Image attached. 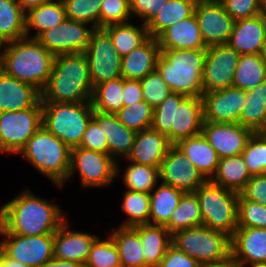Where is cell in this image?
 Wrapping results in <instances>:
<instances>
[{
    "label": "cell",
    "mask_w": 266,
    "mask_h": 267,
    "mask_svg": "<svg viewBox=\"0 0 266 267\" xmlns=\"http://www.w3.org/2000/svg\"><path fill=\"white\" fill-rule=\"evenodd\" d=\"M115 114L126 128L135 132L149 129L152 126L153 108L144 100L130 106H123Z\"/></svg>",
    "instance_id": "cell-43"
},
{
    "label": "cell",
    "mask_w": 266,
    "mask_h": 267,
    "mask_svg": "<svg viewBox=\"0 0 266 267\" xmlns=\"http://www.w3.org/2000/svg\"><path fill=\"white\" fill-rule=\"evenodd\" d=\"M128 0H103L100 9V28L111 24L132 22Z\"/></svg>",
    "instance_id": "cell-49"
},
{
    "label": "cell",
    "mask_w": 266,
    "mask_h": 267,
    "mask_svg": "<svg viewBox=\"0 0 266 267\" xmlns=\"http://www.w3.org/2000/svg\"><path fill=\"white\" fill-rule=\"evenodd\" d=\"M19 154L57 187L68 181L71 148L43 126L27 141Z\"/></svg>",
    "instance_id": "cell-6"
},
{
    "label": "cell",
    "mask_w": 266,
    "mask_h": 267,
    "mask_svg": "<svg viewBox=\"0 0 266 267\" xmlns=\"http://www.w3.org/2000/svg\"><path fill=\"white\" fill-rule=\"evenodd\" d=\"M202 225L203 220L199 200L194 192H187L182 195L178 206L173 211L165 227L173 235L177 231Z\"/></svg>",
    "instance_id": "cell-38"
},
{
    "label": "cell",
    "mask_w": 266,
    "mask_h": 267,
    "mask_svg": "<svg viewBox=\"0 0 266 267\" xmlns=\"http://www.w3.org/2000/svg\"><path fill=\"white\" fill-rule=\"evenodd\" d=\"M93 88L105 81L122 77L121 56L114 48L110 34L104 28L92 31L85 50Z\"/></svg>",
    "instance_id": "cell-12"
},
{
    "label": "cell",
    "mask_w": 266,
    "mask_h": 267,
    "mask_svg": "<svg viewBox=\"0 0 266 267\" xmlns=\"http://www.w3.org/2000/svg\"><path fill=\"white\" fill-rule=\"evenodd\" d=\"M240 54L228 43L207 47L204 63V92L233 87L234 73Z\"/></svg>",
    "instance_id": "cell-16"
},
{
    "label": "cell",
    "mask_w": 266,
    "mask_h": 267,
    "mask_svg": "<svg viewBox=\"0 0 266 267\" xmlns=\"http://www.w3.org/2000/svg\"><path fill=\"white\" fill-rule=\"evenodd\" d=\"M261 16L263 18L264 24H265V30H266V5L263 6Z\"/></svg>",
    "instance_id": "cell-62"
},
{
    "label": "cell",
    "mask_w": 266,
    "mask_h": 267,
    "mask_svg": "<svg viewBox=\"0 0 266 267\" xmlns=\"http://www.w3.org/2000/svg\"><path fill=\"white\" fill-rule=\"evenodd\" d=\"M157 40L160 49H207L194 13L166 28Z\"/></svg>",
    "instance_id": "cell-26"
},
{
    "label": "cell",
    "mask_w": 266,
    "mask_h": 267,
    "mask_svg": "<svg viewBox=\"0 0 266 267\" xmlns=\"http://www.w3.org/2000/svg\"><path fill=\"white\" fill-rule=\"evenodd\" d=\"M266 140V126L259 132Z\"/></svg>",
    "instance_id": "cell-63"
},
{
    "label": "cell",
    "mask_w": 266,
    "mask_h": 267,
    "mask_svg": "<svg viewBox=\"0 0 266 267\" xmlns=\"http://www.w3.org/2000/svg\"><path fill=\"white\" fill-rule=\"evenodd\" d=\"M237 228H266V206L238 198Z\"/></svg>",
    "instance_id": "cell-47"
},
{
    "label": "cell",
    "mask_w": 266,
    "mask_h": 267,
    "mask_svg": "<svg viewBox=\"0 0 266 267\" xmlns=\"http://www.w3.org/2000/svg\"><path fill=\"white\" fill-rule=\"evenodd\" d=\"M116 244L122 267H145L139 234L132 227H119L109 232Z\"/></svg>",
    "instance_id": "cell-33"
},
{
    "label": "cell",
    "mask_w": 266,
    "mask_h": 267,
    "mask_svg": "<svg viewBox=\"0 0 266 267\" xmlns=\"http://www.w3.org/2000/svg\"><path fill=\"white\" fill-rule=\"evenodd\" d=\"M200 265L197 260L171 244L157 267H200Z\"/></svg>",
    "instance_id": "cell-54"
},
{
    "label": "cell",
    "mask_w": 266,
    "mask_h": 267,
    "mask_svg": "<svg viewBox=\"0 0 266 267\" xmlns=\"http://www.w3.org/2000/svg\"><path fill=\"white\" fill-rule=\"evenodd\" d=\"M41 92L34 86L6 75L0 69V113L34 107Z\"/></svg>",
    "instance_id": "cell-25"
},
{
    "label": "cell",
    "mask_w": 266,
    "mask_h": 267,
    "mask_svg": "<svg viewBox=\"0 0 266 267\" xmlns=\"http://www.w3.org/2000/svg\"><path fill=\"white\" fill-rule=\"evenodd\" d=\"M62 214L58 204H52L26 189L0 208V234H54L67 219Z\"/></svg>",
    "instance_id": "cell-1"
},
{
    "label": "cell",
    "mask_w": 266,
    "mask_h": 267,
    "mask_svg": "<svg viewBox=\"0 0 266 267\" xmlns=\"http://www.w3.org/2000/svg\"><path fill=\"white\" fill-rule=\"evenodd\" d=\"M227 13L235 20L253 18L261 14L259 0H219Z\"/></svg>",
    "instance_id": "cell-50"
},
{
    "label": "cell",
    "mask_w": 266,
    "mask_h": 267,
    "mask_svg": "<svg viewBox=\"0 0 266 267\" xmlns=\"http://www.w3.org/2000/svg\"><path fill=\"white\" fill-rule=\"evenodd\" d=\"M161 53L157 38L149 37L138 48L121 57V72L125 79L141 80L156 70Z\"/></svg>",
    "instance_id": "cell-27"
},
{
    "label": "cell",
    "mask_w": 266,
    "mask_h": 267,
    "mask_svg": "<svg viewBox=\"0 0 266 267\" xmlns=\"http://www.w3.org/2000/svg\"><path fill=\"white\" fill-rule=\"evenodd\" d=\"M0 267H26L23 264L15 261V260H9L6 259L1 253H0Z\"/></svg>",
    "instance_id": "cell-58"
},
{
    "label": "cell",
    "mask_w": 266,
    "mask_h": 267,
    "mask_svg": "<svg viewBox=\"0 0 266 267\" xmlns=\"http://www.w3.org/2000/svg\"><path fill=\"white\" fill-rule=\"evenodd\" d=\"M266 76V63L262 54L240 55L234 73L233 87L249 91L260 85Z\"/></svg>",
    "instance_id": "cell-37"
},
{
    "label": "cell",
    "mask_w": 266,
    "mask_h": 267,
    "mask_svg": "<svg viewBox=\"0 0 266 267\" xmlns=\"http://www.w3.org/2000/svg\"><path fill=\"white\" fill-rule=\"evenodd\" d=\"M172 244L201 265L231 260V237L204 225L175 232Z\"/></svg>",
    "instance_id": "cell-8"
},
{
    "label": "cell",
    "mask_w": 266,
    "mask_h": 267,
    "mask_svg": "<svg viewBox=\"0 0 266 267\" xmlns=\"http://www.w3.org/2000/svg\"><path fill=\"white\" fill-rule=\"evenodd\" d=\"M69 225L66 219L54 233V258L85 265L91 245L98 236L71 230Z\"/></svg>",
    "instance_id": "cell-20"
},
{
    "label": "cell",
    "mask_w": 266,
    "mask_h": 267,
    "mask_svg": "<svg viewBox=\"0 0 266 267\" xmlns=\"http://www.w3.org/2000/svg\"><path fill=\"white\" fill-rule=\"evenodd\" d=\"M68 19L100 28V9L103 0H62Z\"/></svg>",
    "instance_id": "cell-45"
},
{
    "label": "cell",
    "mask_w": 266,
    "mask_h": 267,
    "mask_svg": "<svg viewBox=\"0 0 266 267\" xmlns=\"http://www.w3.org/2000/svg\"><path fill=\"white\" fill-rule=\"evenodd\" d=\"M159 173L162 183L173 186L185 193L195 192L207 181L176 145L169 148L162 161Z\"/></svg>",
    "instance_id": "cell-17"
},
{
    "label": "cell",
    "mask_w": 266,
    "mask_h": 267,
    "mask_svg": "<svg viewBox=\"0 0 266 267\" xmlns=\"http://www.w3.org/2000/svg\"><path fill=\"white\" fill-rule=\"evenodd\" d=\"M240 194L246 200L266 206V174L252 175Z\"/></svg>",
    "instance_id": "cell-53"
},
{
    "label": "cell",
    "mask_w": 266,
    "mask_h": 267,
    "mask_svg": "<svg viewBox=\"0 0 266 267\" xmlns=\"http://www.w3.org/2000/svg\"><path fill=\"white\" fill-rule=\"evenodd\" d=\"M168 0H128L132 17L138 16L147 25ZM136 15V16H135Z\"/></svg>",
    "instance_id": "cell-52"
},
{
    "label": "cell",
    "mask_w": 266,
    "mask_h": 267,
    "mask_svg": "<svg viewBox=\"0 0 266 267\" xmlns=\"http://www.w3.org/2000/svg\"><path fill=\"white\" fill-rule=\"evenodd\" d=\"M88 25L66 18L61 24L44 31L37 40L54 56L85 52L95 29Z\"/></svg>",
    "instance_id": "cell-14"
},
{
    "label": "cell",
    "mask_w": 266,
    "mask_h": 267,
    "mask_svg": "<svg viewBox=\"0 0 266 267\" xmlns=\"http://www.w3.org/2000/svg\"><path fill=\"white\" fill-rule=\"evenodd\" d=\"M132 228L140 236L145 267H157L172 244V234L159 225L139 224Z\"/></svg>",
    "instance_id": "cell-29"
},
{
    "label": "cell",
    "mask_w": 266,
    "mask_h": 267,
    "mask_svg": "<svg viewBox=\"0 0 266 267\" xmlns=\"http://www.w3.org/2000/svg\"><path fill=\"white\" fill-rule=\"evenodd\" d=\"M78 147L108 154L105 133L93 119L88 123L82 141Z\"/></svg>",
    "instance_id": "cell-51"
},
{
    "label": "cell",
    "mask_w": 266,
    "mask_h": 267,
    "mask_svg": "<svg viewBox=\"0 0 266 267\" xmlns=\"http://www.w3.org/2000/svg\"><path fill=\"white\" fill-rule=\"evenodd\" d=\"M251 175L266 174V140L260 133H253L240 154Z\"/></svg>",
    "instance_id": "cell-46"
},
{
    "label": "cell",
    "mask_w": 266,
    "mask_h": 267,
    "mask_svg": "<svg viewBox=\"0 0 266 267\" xmlns=\"http://www.w3.org/2000/svg\"><path fill=\"white\" fill-rule=\"evenodd\" d=\"M119 164L109 154L87 150L81 147L71 148L70 180L74 172L79 173L81 185L86 187H108L120 171Z\"/></svg>",
    "instance_id": "cell-11"
},
{
    "label": "cell",
    "mask_w": 266,
    "mask_h": 267,
    "mask_svg": "<svg viewBox=\"0 0 266 267\" xmlns=\"http://www.w3.org/2000/svg\"><path fill=\"white\" fill-rule=\"evenodd\" d=\"M92 119L105 133L108 154L118 162V158L126 159L131 152L137 132L126 128L116 114L102 113L93 110Z\"/></svg>",
    "instance_id": "cell-23"
},
{
    "label": "cell",
    "mask_w": 266,
    "mask_h": 267,
    "mask_svg": "<svg viewBox=\"0 0 266 267\" xmlns=\"http://www.w3.org/2000/svg\"><path fill=\"white\" fill-rule=\"evenodd\" d=\"M200 267H236L234 263L230 260L227 262H223L220 264H207V265H200Z\"/></svg>",
    "instance_id": "cell-59"
},
{
    "label": "cell",
    "mask_w": 266,
    "mask_h": 267,
    "mask_svg": "<svg viewBox=\"0 0 266 267\" xmlns=\"http://www.w3.org/2000/svg\"><path fill=\"white\" fill-rule=\"evenodd\" d=\"M85 267H122L119 251L112 237L95 239L91 245Z\"/></svg>",
    "instance_id": "cell-44"
},
{
    "label": "cell",
    "mask_w": 266,
    "mask_h": 267,
    "mask_svg": "<svg viewBox=\"0 0 266 267\" xmlns=\"http://www.w3.org/2000/svg\"><path fill=\"white\" fill-rule=\"evenodd\" d=\"M265 44L266 30L261 14L235 21L228 45L237 53L262 54Z\"/></svg>",
    "instance_id": "cell-24"
},
{
    "label": "cell",
    "mask_w": 266,
    "mask_h": 267,
    "mask_svg": "<svg viewBox=\"0 0 266 267\" xmlns=\"http://www.w3.org/2000/svg\"><path fill=\"white\" fill-rule=\"evenodd\" d=\"M236 267H266V262H255V263H246V264H234Z\"/></svg>",
    "instance_id": "cell-60"
},
{
    "label": "cell",
    "mask_w": 266,
    "mask_h": 267,
    "mask_svg": "<svg viewBox=\"0 0 266 267\" xmlns=\"http://www.w3.org/2000/svg\"><path fill=\"white\" fill-rule=\"evenodd\" d=\"M172 145L167 135L152 128L137 132L131 152L126 158L127 162L160 168Z\"/></svg>",
    "instance_id": "cell-21"
},
{
    "label": "cell",
    "mask_w": 266,
    "mask_h": 267,
    "mask_svg": "<svg viewBox=\"0 0 266 267\" xmlns=\"http://www.w3.org/2000/svg\"><path fill=\"white\" fill-rule=\"evenodd\" d=\"M160 168L130 162L123 174V182L127 190L150 194L160 180Z\"/></svg>",
    "instance_id": "cell-40"
},
{
    "label": "cell",
    "mask_w": 266,
    "mask_h": 267,
    "mask_svg": "<svg viewBox=\"0 0 266 267\" xmlns=\"http://www.w3.org/2000/svg\"><path fill=\"white\" fill-rule=\"evenodd\" d=\"M259 1H260V3H261L263 6L266 5V0H259Z\"/></svg>",
    "instance_id": "cell-65"
},
{
    "label": "cell",
    "mask_w": 266,
    "mask_h": 267,
    "mask_svg": "<svg viewBox=\"0 0 266 267\" xmlns=\"http://www.w3.org/2000/svg\"><path fill=\"white\" fill-rule=\"evenodd\" d=\"M175 145L207 180L212 178L216 172L219 157L202 132L189 138L181 139Z\"/></svg>",
    "instance_id": "cell-28"
},
{
    "label": "cell",
    "mask_w": 266,
    "mask_h": 267,
    "mask_svg": "<svg viewBox=\"0 0 266 267\" xmlns=\"http://www.w3.org/2000/svg\"><path fill=\"white\" fill-rule=\"evenodd\" d=\"M262 55H263L264 62L266 63V44L264 46V50H263Z\"/></svg>",
    "instance_id": "cell-64"
},
{
    "label": "cell",
    "mask_w": 266,
    "mask_h": 267,
    "mask_svg": "<svg viewBox=\"0 0 266 267\" xmlns=\"http://www.w3.org/2000/svg\"><path fill=\"white\" fill-rule=\"evenodd\" d=\"M62 0H49L26 13V37L37 39L44 31L61 24L66 19ZM37 32L30 36V30Z\"/></svg>",
    "instance_id": "cell-30"
},
{
    "label": "cell",
    "mask_w": 266,
    "mask_h": 267,
    "mask_svg": "<svg viewBox=\"0 0 266 267\" xmlns=\"http://www.w3.org/2000/svg\"><path fill=\"white\" fill-rule=\"evenodd\" d=\"M203 225L232 237L237 229L239 193L207 180L195 192Z\"/></svg>",
    "instance_id": "cell-9"
},
{
    "label": "cell",
    "mask_w": 266,
    "mask_h": 267,
    "mask_svg": "<svg viewBox=\"0 0 266 267\" xmlns=\"http://www.w3.org/2000/svg\"><path fill=\"white\" fill-rule=\"evenodd\" d=\"M121 209L128 218L119 227L149 224L150 194L126 190L123 194Z\"/></svg>",
    "instance_id": "cell-42"
},
{
    "label": "cell",
    "mask_w": 266,
    "mask_h": 267,
    "mask_svg": "<svg viewBox=\"0 0 266 267\" xmlns=\"http://www.w3.org/2000/svg\"><path fill=\"white\" fill-rule=\"evenodd\" d=\"M0 253L26 267H41L54 258V234L23 236L0 234Z\"/></svg>",
    "instance_id": "cell-13"
},
{
    "label": "cell",
    "mask_w": 266,
    "mask_h": 267,
    "mask_svg": "<svg viewBox=\"0 0 266 267\" xmlns=\"http://www.w3.org/2000/svg\"><path fill=\"white\" fill-rule=\"evenodd\" d=\"M26 37V12L15 0H0V44Z\"/></svg>",
    "instance_id": "cell-35"
},
{
    "label": "cell",
    "mask_w": 266,
    "mask_h": 267,
    "mask_svg": "<svg viewBox=\"0 0 266 267\" xmlns=\"http://www.w3.org/2000/svg\"><path fill=\"white\" fill-rule=\"evenodd\" d=\"M194 14L206 47L228 43L235 20L219 0H197Z\"/></svg>",
    "instance_id": "cell-15"
},
{
    "label": "cell",
    "mask_w": 266,
    "mask_h": 267,
    "mask_svg": "<svg viewBox=\"0 0 266 267\" xmlns=\"http://www.w3.org/2000/svg\"><path fill=\"white\" fill-rule=\"evenodd\" d=\"M203 122L202 97L172 92L153 109L151 128L167 135L168 140L175 145L181 139L201 133Z\"/></svg>",
    "instance_id": "cell-4"
},
{
    "label": "cell",
    "mask_w": 266,
    "mask_h": 267,
    "mask_svg": "<svg viewBox=\"0 0 266 267\" xmlns=\"http://www.w3.org/2000/svg\"><path fill=\"white\" fill-rule=\"evenodd\" d=\"M41 103L42 126L70 148L78 147L92 119V103Z\"/></svg>",
    "instance_id": "cell-7"
},
{
    "label": "cell",
    "mask_w": 266,
    "mask_h": 267,
    "mask_svg": "<svg viewBox=\"0 0 266 267\" xmlns=\"http://www.w3.org/2000/svg\"><path fill=\"white\" fill-rule=\"evenodd\" d=\"M231 261L266 262V228H237L231 237Z\"/></svg>",
    "instance_id": "cell-22"
},
{
    "label": "cell",
    "mask_w": 266,
    "mask_h": 267,
    "mask_svg": "<svg viewBox=\"0 0 266 267\" xmlns=\"http://www.w3.org/2000/svg\"><path fill=\"white\" fill-rule=\"evenodd\" d=\"M197 0H168L146 25L149 37L157 38L166 28L194 13Z\"/></svg>",
    "instance_id": "cell-34"
},
{
    "label": "cell",
    "mask_w": 266,
    "mask_h": 267,
    "mask_svg": "<svg viewBox=\"0 0 266 267\" xmlns=\"http://www.w3.org/2000/svg\"><path fill=\"white\" fill-rule=\"evenodd\" d=\"M143 100L140 80L125 79L123 88V106H130Z\"/></svg>",
    "instance_id": "cell-55"
},
{
    "label": "cell",
    "mask_w": 266,
    "mask_h": 267,
    "mask_svg": "<svg viewBox=\"0 0 266 267\" xmlns=\"http://www.w3.org/2000/svg\"><path fill=\"white\" fill-rule=\"evenodd\" d=\"M150 193L149 224L165 226L185 193L160 182Z\"/></svg>",
    "instance_id": "cell-31"
},
{
    "label": "cell",
    "mask_w": 266,
    "mask_h": 267,
    "mask_svg": "<svg viewBox=\"0 0 266 267\" xmlns=\"http://www.w3.org/2000/svg\"><path fill=\"white\" fill-rule=\"evenodd\" d=\"M54 58L35 38L23 37L0 44V69L40 92L49 80Z\"/></svg>",
    "instance_id": "cell-2"
},
{
    "label": "cell",
    "mask_w": 266,
    "mask_h": 267,
    "mask_svg": "<svg viewBox=\"0 0 266 267\" xmlns=\"http://www.w3.org/2000/svg\"><path fill=\"white\" fill-rule=\"evenodd\" d=\"M260 97L262 98L263 102L266 103V76L264 81L260 84Z\"/></svg>",
    "instance_id": "cell-61"
},
{
    "label": "cell",
    "mask_w": 266,
    "mask_h": 267,
    "mask_svg": "<svg viewBox=\"0 0 266 267\" xmlns=\"http://www.w3.org/2000/svg\"><path fill=\"white\" fill-rule=\"evenodd\" d=\"M124 78L96 85L92 94L93 109L102 113H117L123 107Z\"/></svg>",
    "instance_id": "cell-39"
},
{
    "label": "cell",
    "mask_w": 266,
    "mask_h": 267,
    "mask_svg": "<svg viewBox=\"0 0 266 267\" xmlns=\"http://www.w3.org/2000/svg\"><path fill=\"white\" fill-rule=\"evenodd\" d=\"M143 100L153 109L158 107L171 93V89L156 69L140 80Z\"/></svg>",
    "instance_id": "cell-48"
},
{
    "label": "cell",
    "mask_w": 266,
    "mask_h": 267,
    "mask_svg": "<svg viewBox=\"0 0 266 267\" xmlns=\"http://www.w3.org/2000/svg\"><path fill=\"white\" fill-rule=\"evenodd\" d=\"M43 109L41 100L31 108L0 113V152L16 153L42 127Z\"/></svg>",
    "instance_id": "cell-10"
},
{
    "label": "cell",
    "mask_w": 266,
    "mask_h": 267,
    "mask_svg": "<svg viewBox=\"0 0 266 267\" xmlns=\"http://www.w3.org/2000/svg\"><path fill=\"white\" fill-rule=\"evenodd\" d=\"M18 5L27 13L30 9L38 7L49 0H15Z\"/></svg>",
    "instance_id": "cell-57"
},
{
    "label": "cell",
    "mask_w": 266,
    "mask_h": 267,
    "mask_svg": "<svg viewBox=\"0 0 266 267\" xmlns=\"http://www.w3.org/2000/svg\"><path fill=\"white\" fill-rule=\"evenodd\" d=\"M245 99L239 124L259 133L266 126V103L260 97V85L245 91Z\"/></svg>",
    "instance_id": "cell-41"
},
{
    "label": "cell",
    "mask_w": 266,
    "mask_h": 267,
    "mask_svg": "<svg viewBox=\"0 0 266 267\" xmlns=\"http://www.w3.org/2000/svg\"><path fill=\"white\" fill-rule=\"evenodd\" d=\"M204 122L239 123L245 105V91L235 87L204 92Z\"/></svg>",
    "instance_id": "cell-18"
},
{
    "label": "cell",
    "mask_w": 266,
    "mask_h": 267,
    "mask_svg": "<svg viewBox=\"0 0 266 267\" xmlns=\"http://www.w3.org/2000/svg\"><path fill=\"white\" fill-rule=\"evenodd\" d=\"M156 69L171 91L202 97L207 49H160Z\"/></svg>",
    "instance_id": "cell-5"
},
{
    "label": "cell",
    "mask_w": 266,
    "mask_h": 267,
    "mask_svg": "<svg viewBox=\"0 0 266 267\" xmlns=\"http://www.w3.org/2000/svg\"><path fill=\"white\" fill-rule=\"evenodd\" d=\"M104 29L110 34L114 48L123 57L138 48L148 38L146 25L135 26L130 21L126 23L111 24Z\"/></svg>",
    "instance_id": "cell-36"
},
{
    "label": "cell",
    "mask_w": 266,
    "mask_h": 267,
    "mask_svg": "<svg viewBox=\"0 0 266 267\" xmlns=\"http://www.w3.org/2000/svg\"><path fill=\"white\" fill-rule=\"evenodd\" d=\"M252 177L241 155L219 159L210 181L223 188L240 193Z\"/></svg>",
    "instance_id": "cell-32"
},
{
    "label": "cell",
    "mask_w": 266,
    "mask_h": 267,
    "mask_svg": "<svg viewBox=\"0 0 266 267\" xmlns=\"http://www.w3.org/2000/svg\"><path fill=\"white\" fill-rule=\"evenodd\" d=\"M202 134L221 159L240 155L253 132L239 123L203 122Z\"/></svg>",
    "instance_id": "cell-19"
},
{
    "label": "cell",
    "mask_w": 266,
    "mask_h": 267,
    "mask_svg": "<svg viewBox=\"0 0 266 267\" xmlns=\"http://www.w3.org/2000/svg\"><path fill=\"white\" fill-rule=\"evenodd\" d=\"M41 267H85L81 263L52 258Z\"/></svg>",
    "instance_id": "cell-56"
},
{
    "label": "cell",
    "mask_w": 266,
    "mask_h": 267,
    "mask_svg": "<svg viewBox=\"0 0 266 267\" xmlns=\"http://www.w3.org/2000/svg\"><path fill=\"white\" fill-rule=\"evenodd\" d=\"M93 89L84 52L57 55L49 80L41 92V102H91Z\"/></svg>",
    "instance_id": "cell-3"
}]
</instances>
